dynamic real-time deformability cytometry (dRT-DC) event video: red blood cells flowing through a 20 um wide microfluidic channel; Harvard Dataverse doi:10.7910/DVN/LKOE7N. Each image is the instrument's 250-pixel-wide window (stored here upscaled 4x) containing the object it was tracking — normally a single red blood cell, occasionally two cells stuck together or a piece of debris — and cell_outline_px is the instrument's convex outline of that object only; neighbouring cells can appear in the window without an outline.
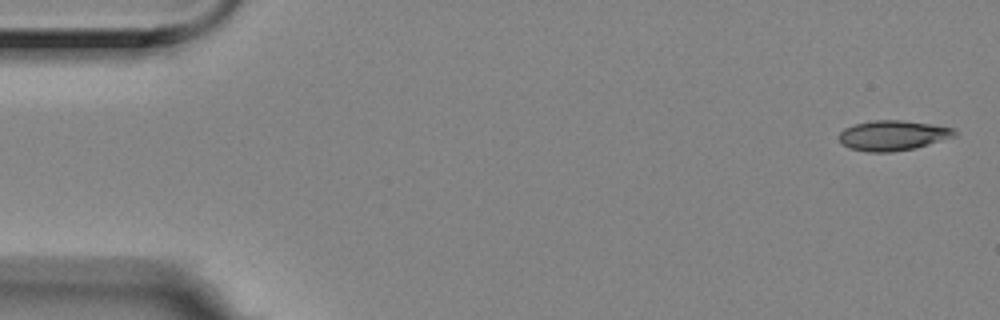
{"species": "Egyptian fruit bat (a non-hibernating species)", "species_latin": "Rousettus aegyptiacus", "temperature_condition": "room temperature", "stored_images_in_passage": 9, "camera_frame_rate_fps": 3000, "um_per_image_px": 0.085, "animal": {"sex": "female"}, "frame": {"image": 1, "passage_image": 1, "time_ms": 0.0, "image_size_px": [1000, 320], "cell_outline_px": [[960, 132], [956, 136], [916, 148], [892, 152], [868, 152], [848, 148], [840, 144], [836, 136], [844, 128], [856, 124], [876, 120], [904, 120], [956, 128]], "centroid_in_image_um": [75.89, 11.52], "position_along_channel_um": 9.1, "area_um2": 20.63}}
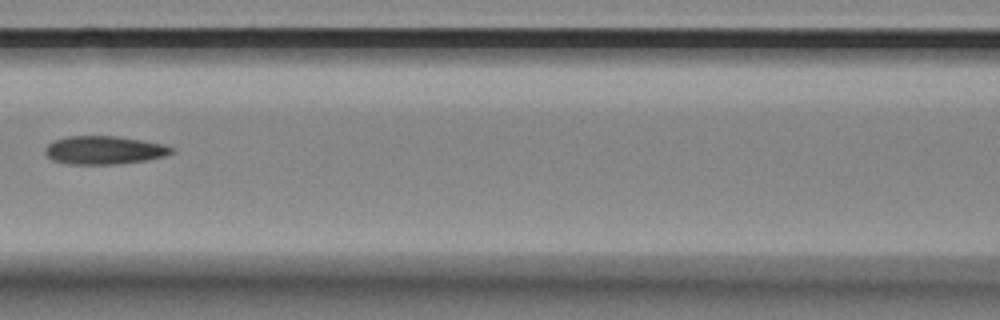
{"frame": {"image": 2, "passage_image": 7, "time_ms": 2.0, "image_size_px": [1000, 320], "cell_outline_px": [[176, 152], [164, 156], [148, 160], [116, 164], [68, 164], [52, 160], [44, 152], [44, 148], [52, 140], [68, 136], [116, 136], [164, 144], [172, 148]], "centroid_in_image_um": [8.83, 12.76], "position_along_channel_um": 157.8, "area_um2": 20.92}}
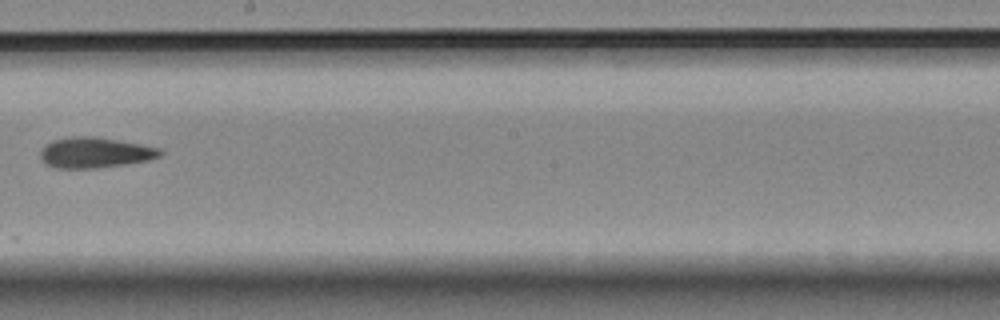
{"frame": {"image": 3, "passage_image": 9, "time_ms": 2.667, "image_size_px": [1000, 320], "cell_outline_px": [[164, 152], [160, 156], [148, 160], [124, 164], [96, 168], [56, 168], [44, 164], [40, 156], [40, 152], [52, 140], [76, 136], [92, 136], [140, 144], [160, 148]], "centroid_in_image_um": [8.07, 12.98], "position_along_channel_um": 240.1, "area_um2": 21.1}}